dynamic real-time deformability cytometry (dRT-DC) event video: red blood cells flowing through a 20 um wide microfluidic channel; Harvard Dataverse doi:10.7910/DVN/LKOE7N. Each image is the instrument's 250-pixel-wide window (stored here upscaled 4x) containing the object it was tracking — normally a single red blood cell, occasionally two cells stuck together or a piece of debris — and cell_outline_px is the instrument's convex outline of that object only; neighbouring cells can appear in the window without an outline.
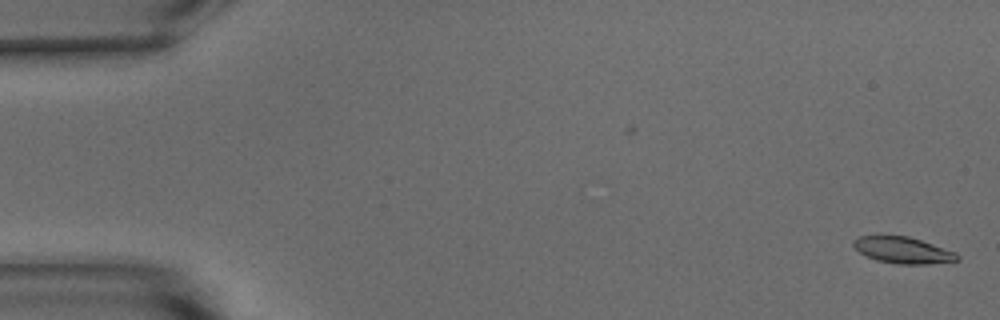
{"species": "common noctule bat (a hibernating species)", "species_latin": "Nyctalus noctula", "temperature_condition": "warm", "stored_images_in_passage": 53, "camera_frame_rate_fps": 3000, "um_per_image_px": 0.085, "animal": {"sex": "male", "body_mass_g": 15.6}, "frame": {"image": 1, "passage_image": 1, "time_ms": 0.0, "image_size_px": [1000, 320], "cell_outline_px": [[960, 260], [924, 264], [900, 264], [876, 260], [860, 252], [852, 244], [852, 240], [860, 236], [908, 236], [956, 252], [960, 256]], "centroid_in_image_um": [76.76, 21.26], "position_along_channel_um": 8.2, "area_um2": 15.72}}
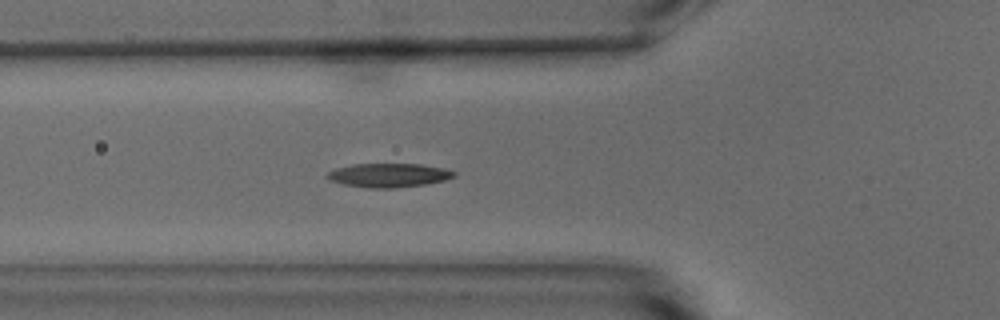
{"frame": {"image": 2, "passage_image": 19, "time_ms": 6.0, "image_size_px": [1000, 320], "cell_outline_px": [[456, 176], [444, 180], [424, 184], [396, 188], [368, 188], [344, 184], [332, 180], [324, 176], [328, 172], [336, 168], [352, 164], [420, 164], [444, 168], [456, 172]], "centroid_in_image_um": [33.04, 14.89], "position_along_channel_um": 92.8, "area_um2": 17.57}}
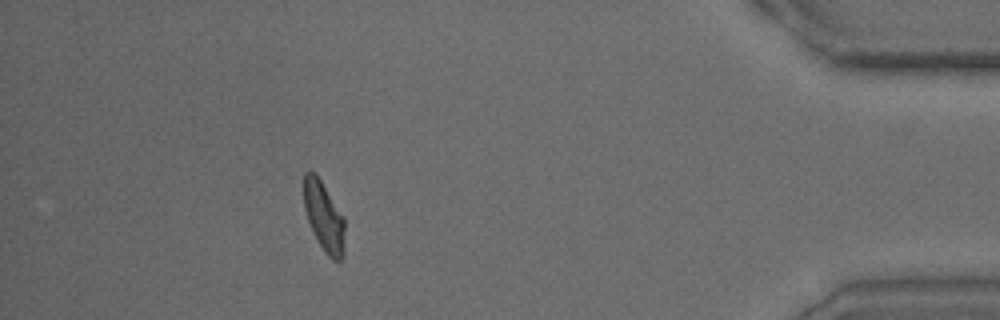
{"frame": {"image": 3, "passage_image": 48, "time_ms": 15.667, "image_size_px": [1000, 320], "cell_outline_px": [[344, 256], [340, 260], [332, 260], [324, 252], [308, 220], [304, 208], [304, 172], [316, 172], [344, 216]], "centroid_in_image_um": [27.55, 18.4], "position_along_channel_um": 407.6, "area_um2": 16.59}, "authors_computed_cell_mechanics": {"area_um2": 16.8776, "velocity_mm_per_s": 3.7957, "shape_relaxation_time_tau1_ms": 3.7237, "shape_relaxation_time_tau2_ms": 3.6488, "deformation_change_tau1": 0.1558, "deformation_change_tau2": 0.0894}}